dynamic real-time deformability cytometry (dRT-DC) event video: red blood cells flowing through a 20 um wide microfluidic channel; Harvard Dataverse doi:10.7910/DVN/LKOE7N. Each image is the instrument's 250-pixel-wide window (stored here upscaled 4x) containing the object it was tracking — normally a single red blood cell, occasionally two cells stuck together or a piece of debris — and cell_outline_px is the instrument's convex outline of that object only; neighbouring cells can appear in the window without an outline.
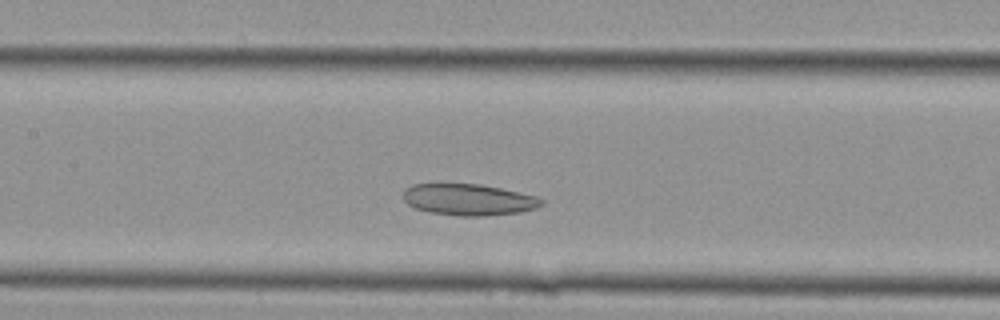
{"species": "Egyptian fruit bat (a non-hibernating species)", "species_latin": "Rousettus aegyptiacus", "temperature_condition": "cold", "stored_images_in_passage": 14, "camera_frame_rate_fps": 3000, "um_per_image_px": 0.085, "animal": {"sex": "female"}, "frame": {"image": 1, "passage_image": 8, "time_ms": 2.333, "image_size_px": [1000, 320], "cell_outline_px": [[544, 204], [536, 208], [520, 212], [484, 216], [460, 216], [428, 212], [416, 208], [408, 204], [404, 200], [404, 192], [412, 184], [440, 180], [480, 184], [500, 188], [536, 196], [544, 200]], "centroid_in_image_um": [39.78, 16.92], "position_along_channel_um": 167.6, "area_um2": 26.18}}
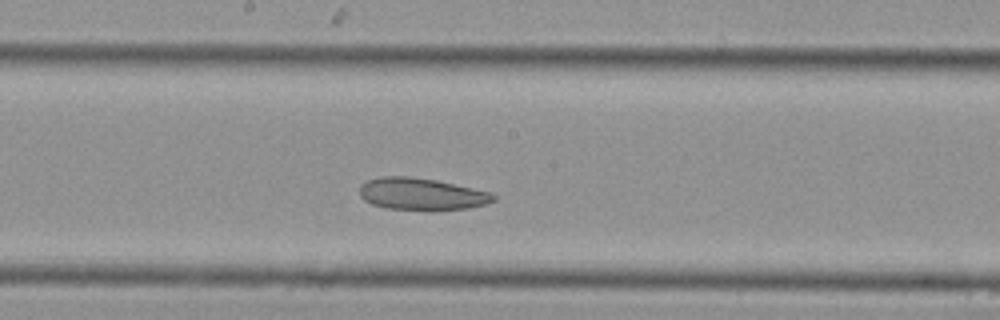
{"frame": {"image": 2, "passage_image": 10, "time_ms": 3.0, "image_size_px": [1000, 320], "cell_outline_px": [[496, 200], [488, 204], [468, 208], [432, 212], [388, 208], [372, 204], [364, 200], [360, 196], [360, 184], [368, 180], [380, 176], [408, 176], [436, 180], [492, 192], [496, 196]], "centroid_in_image_um": [35.87, 16.52], "position_along_channel_um": 212.3, "area_um2": 25.61}}
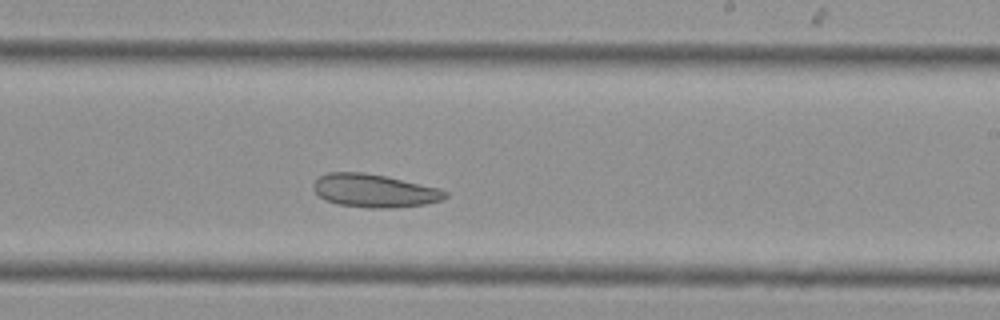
{"frame": {"image": 3, "passage_image": 12, "time_ms": 3.667, "image_size_px": [1000, 320], "cell_outline_px": [[448, 196], [440, 200], [424, 204], [396, 208], [368, 208], [340, 204], [328, 200], [320, 196], [312, 188], [312, 184], [320, 176], [328, 172], [364, 172], [384, 176], [440, 188], [448, 192]], "centroid_in_image_um": [31.83, 16.21], "position_along_channel_um": 257.2, "area_um2": 25.32}}